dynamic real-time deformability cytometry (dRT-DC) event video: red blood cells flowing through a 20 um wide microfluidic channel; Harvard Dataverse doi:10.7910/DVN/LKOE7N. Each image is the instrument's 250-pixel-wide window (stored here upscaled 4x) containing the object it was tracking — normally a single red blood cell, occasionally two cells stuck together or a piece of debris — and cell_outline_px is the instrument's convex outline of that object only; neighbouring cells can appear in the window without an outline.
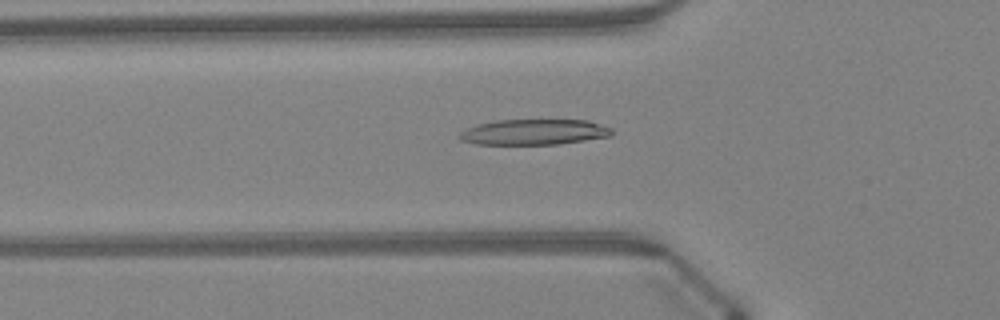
{"species": "Egyptian fruit bat (a non-hibernating species)", "species_latin": "Rousettus aegyptiacus", "temperature_condition": "warm", "stored_images_in_passage": 47, "camera_frame_rate_fps": 3000, "um_per_image_px": 0.085, "animal": {"sex": "female"}, "frame": {"image": 1, "passage_image": 16, "time_ms": 5.0, "image_size_px": [1000, 320], "cell_outline_px": [[612, 136], [560, 144], [476, 144], [460, 140], [456, 136], [460, 132], [468, 128], [492, 120], [588, 120], [612, 128]], "centroid_in_image_um": [45.39, 11.22], "position_along_channel_um": 80.4, "area_um2": 22.77}}
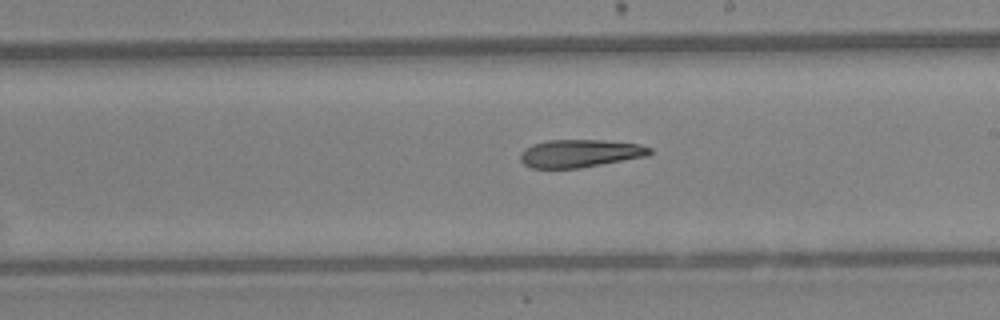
{"frame": {"image": 2, "passage_image": 27, "time_ms": 8.667, "image_size_px": [1000, 320], "cell_outline_px": [[652, 152], [648, 156], [580, 168], [532, 168], [524, 164], [520, 160], [520, 152], [524, 148], [532, 144], [548, 140], [604, 140], [640, 144], [652, 148]], "centroid_in_image_um": [49.3, 13.03], "position_along_channel_um": 239.7, "area_um2": 21.15}}
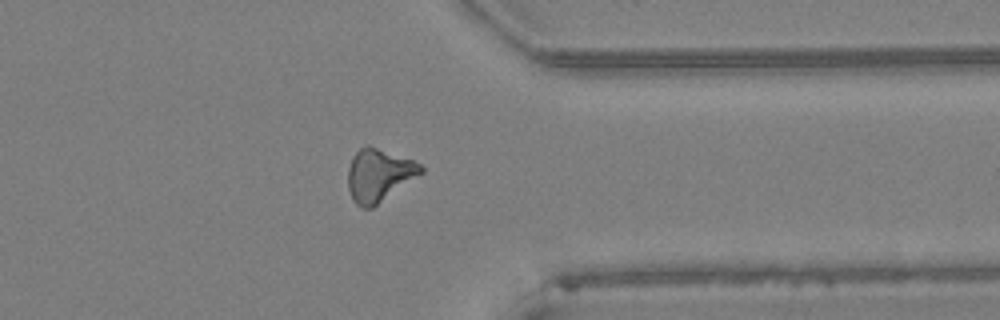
{"frame": {"image": 3, "passage_image": 37, "time_ms": 12.0, "image_size_px": [1000, 320], "cell_outline_px": [[424, 172], [372, 208], [360, 208], [352, 200], [348, 188], [348, 168], [352, 156], [360, 148], [368, 144], [412, 160], [420, 164], [424, 168]], "centroid_in_image_um": [32.18, 14.89], "position_along_channel_um": 379.2, "area_um2": 22.43}, "authors_computed_cell_mechanics": {"area_um2": 21.7328, "velocity_mm_per_s": 4.3585, "shape_relaxation_time_tau1_ms": null, "shape_relaxation_time_tau2_ms": 10.0854, "deformation_change_tau1": null, "deformation_change_tau2": 0.3014}}